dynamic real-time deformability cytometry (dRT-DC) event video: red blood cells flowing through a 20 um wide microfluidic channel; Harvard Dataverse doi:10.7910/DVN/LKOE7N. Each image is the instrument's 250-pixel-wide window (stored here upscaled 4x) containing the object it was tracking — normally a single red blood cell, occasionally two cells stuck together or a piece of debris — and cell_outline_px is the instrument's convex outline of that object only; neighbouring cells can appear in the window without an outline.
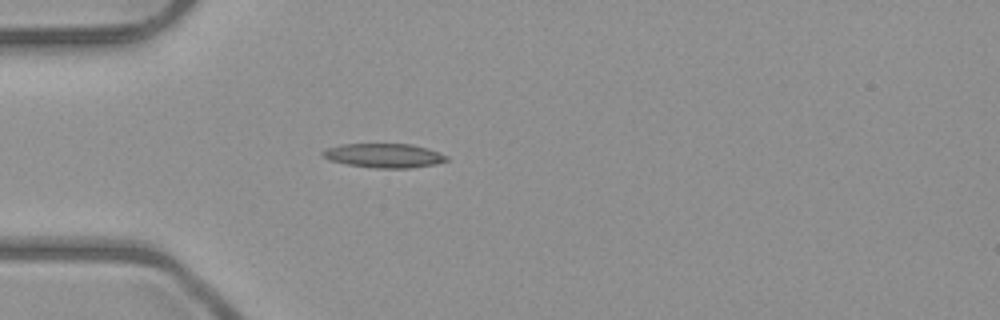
{"species": "common noctule bat (a hibernating species)", "species_latin": "Nyctalus noctula", "temperature_condition": "room temperature", "stored_images_in_passage": 2, "camera_frame_rate_fps": 3000, "um_per_image_px": 0.085, "animal": {"sex": "male", "body_mass_g": 23.1, "forearm_length_mm": 52.7}, "frame": {"image": 1, "passage_image": 2, "time_ms": 1.0, "image_size_px": [1000, 320], "cell_outline_px": [[448, 160], [436, 164], [408, 168], [376, 168], [348, 164], [328, 160], [320, 152], [328, 148], [340, 144], [412, 144], [428, 148], [440, 152], [448, 156]], "centroid_in_image_um": [32.67, 13.22], "position_along_channel_um": 52.3, "area_um2": 17.46}}